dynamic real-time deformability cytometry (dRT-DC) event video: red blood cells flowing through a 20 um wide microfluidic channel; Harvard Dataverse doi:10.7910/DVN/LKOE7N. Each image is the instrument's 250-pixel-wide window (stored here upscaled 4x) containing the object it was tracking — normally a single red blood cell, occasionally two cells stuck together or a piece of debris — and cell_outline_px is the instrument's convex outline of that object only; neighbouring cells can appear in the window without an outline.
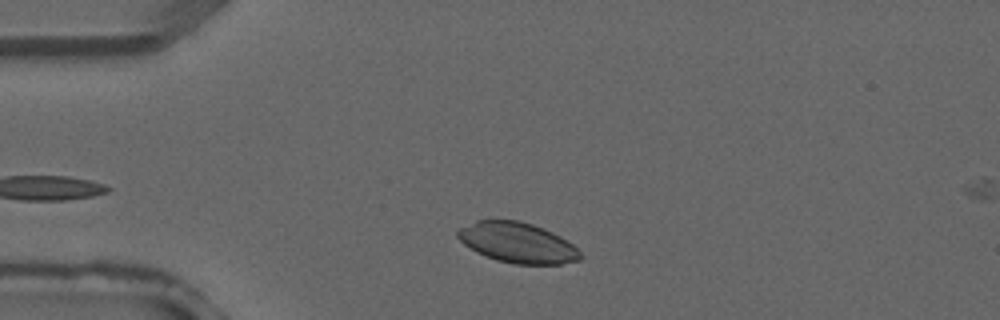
{"species": "common noctule bat (a hibernating species)", "species_latin": "Nyctalus noctula", "temperature_condition": "warm", "stored_images_in_passage": 3, "camera_frame_rate_fps": 3000, "um_per_image_px": 0.085, "animal": {"sex": "male", "forearm_length_mm": 52.5}, "frame": {"image": 1, "passage_image": 3, "time_ms": 0.667, "image_size_px": [1000, 320], "cell_outline_px": [[580, 260], [560, 264], [512, 264], [496, 260], [484, 256], [476, 252], [464, 244], [456, 236], [456, 232], [460, 228], [476, 220], [520, 220], [544, 228], [560, 236], [572, 244], [580, 252]], "centroid_in_image_um": [43.96, 20.63], "position_along_channel_um": 41.0, "area_um2": 28.84}}